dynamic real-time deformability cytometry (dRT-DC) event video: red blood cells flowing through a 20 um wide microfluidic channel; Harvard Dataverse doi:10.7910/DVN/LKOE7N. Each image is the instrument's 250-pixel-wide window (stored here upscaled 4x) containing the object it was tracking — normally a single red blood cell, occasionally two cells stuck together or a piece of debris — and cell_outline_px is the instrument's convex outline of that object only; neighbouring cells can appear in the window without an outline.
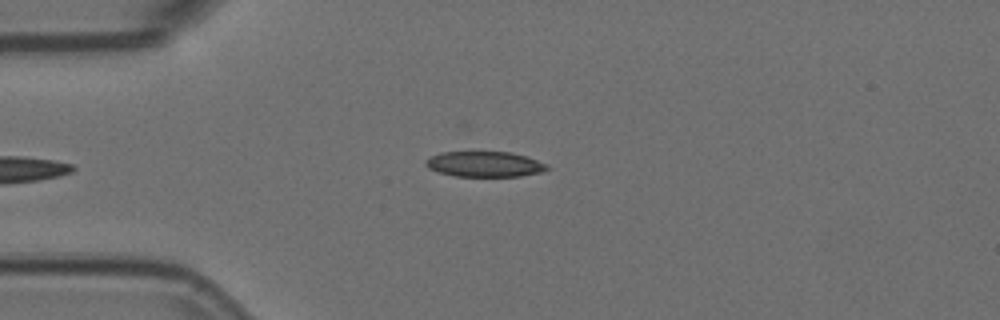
{"species": "Egyptian fruit bat (a non-hibernating species)", "species_latin": "Rousettus aegyptiacus", "temperature_condition": "room temperature", "stored_images_in_passage": 6, "camera_frame_rate_fps": 3000, "um_per_image_px": 0.085, "animal": {"sex": "female"}, "frame": {"image": 1, "passage_image": 1, "time_ms": 0.0, "image_size_px": [1000, 320], "cell_outline_px": [[548, 168], [540, 172], [520, 176], [456, 176], [440, 172], [428, 168], [424, 164], [424, 160], [428, 156], [440, 152], [512, 152], [548, 164]], "centroid_in_image_um": [41.13, 13.94], "position_along_channel_um": 43.9, "area_um2": 17.92}}
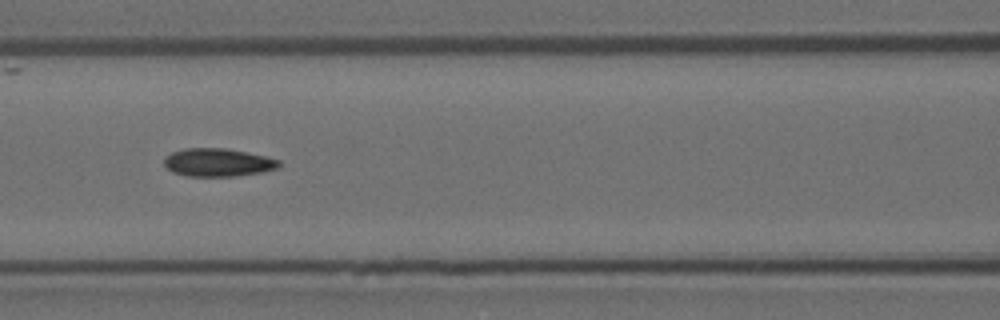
{"frame": {"image": 2, "passage_image": 4, "time_ms": 1.0, "image_size_px": [1000, 320], "cell_outline_px": [[280, 168], [260, 172], [236, 176], [188, 176], [172, 172], [164, 164], [164, 160], [172, 152], [184, 148], [224, 148], [264, 156], [280, 160]], "centroid_in_image_um": [18.52, 13.81], "position_along_channel_um": 148.1, "area_um2": 18.61}}
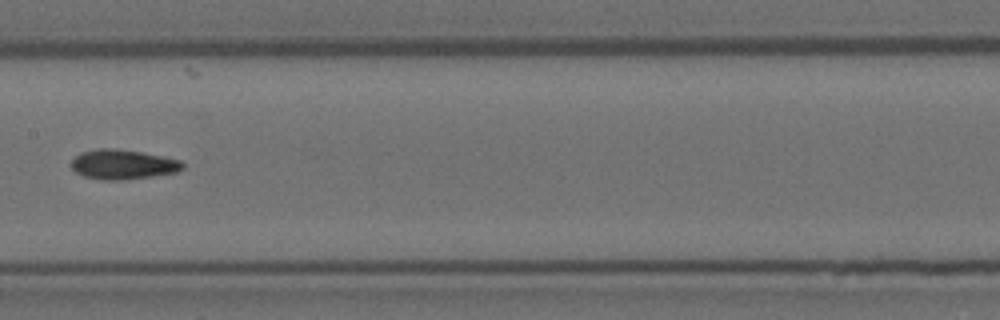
{"frame": {"image": 3, "passage_image": 5, "time_ms": 1.333, "image_size_px": [1000, 320], "cell_outline_px": [[184, 168], [176, 172], [152, 176], [120, 180], [104, 180], [84, 176], [76, 172], [72, 168], [72, 160], [80, 152], [96, 148], [116, 148], [140, 152], [180, 160], [184, 164]], "centroid_in_image_um": [10.42, 13.97], "position_along_channel_um": 197.0, "area_um2": 19.13}}